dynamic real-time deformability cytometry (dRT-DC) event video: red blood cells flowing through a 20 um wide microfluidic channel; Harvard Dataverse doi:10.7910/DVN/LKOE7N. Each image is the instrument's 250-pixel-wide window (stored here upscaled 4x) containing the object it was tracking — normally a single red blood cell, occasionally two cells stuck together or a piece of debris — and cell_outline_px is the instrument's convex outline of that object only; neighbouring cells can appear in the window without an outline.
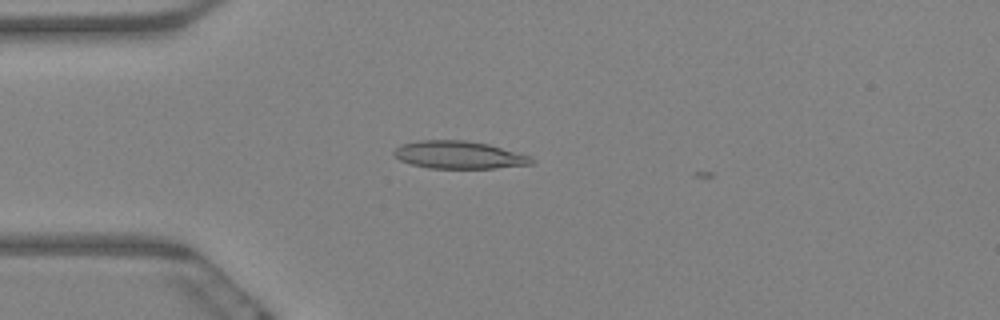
{"species": "Egyptian fruit bat (a non-hibernating species)", "species_latin": "Rousettus aegyptiacus", "temperature_condition": "warm", "stored_images_in_passage": 2, "camera_frame_rate_fps": 3000, "um_per_image_px": 0.085, "animal": {"sex": "female"}, "frame": {"image": 1, "passage_image": 1, "time_ms": 0.0, "image_size_px": [1000, 320], "cell_outline_px": [[536, 160], [532, 164], [496, 168], [428, 168], [412, 164], [400, 160], [392, 156], [392, 152], [400, 144], [420, 140], [464, 140], [488, 144], [532, 156]], "centroid_in_image_um": [39.0, 13.16], "position_along_channel_um": 46.0, "area_um2": 22.31}}